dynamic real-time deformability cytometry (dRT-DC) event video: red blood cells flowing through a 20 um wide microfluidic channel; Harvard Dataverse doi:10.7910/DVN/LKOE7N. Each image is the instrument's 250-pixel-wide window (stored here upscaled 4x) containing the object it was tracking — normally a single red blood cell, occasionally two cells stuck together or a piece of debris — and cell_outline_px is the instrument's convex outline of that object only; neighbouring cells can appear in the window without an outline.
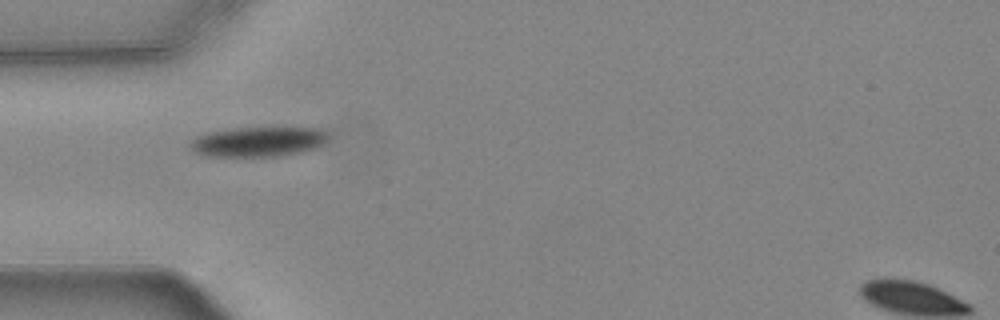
{"species": "common noctule bat (a hibernating species)", "species_latin": "Nyctalus noctula", "temperature_condition": "warm", "stored_images_in_passage": 5, "camera_frame_rate_fps": 3000, "um_per_image_px": 0.085, "animal": {"sex": "female", "body_mass_g": 24.6, "forearm_length_mm": 56.2}, "frame": {"image": 1, "passage_image": 1, "time_ms": 0.0, "image_size_px": [1000, 320], "cell_outline_px": [[328, 136], [324, 144], [316, 148], [304, 152], [280, 156], [204, 156], [196, 152], [188, 144], [196, 136], [208, 132], [232, 128], [320, 128]], "centroid_in_image_um": [21.94, 12.05], "position_along_channel_um": 63.1, "area_um2": 24.04}}
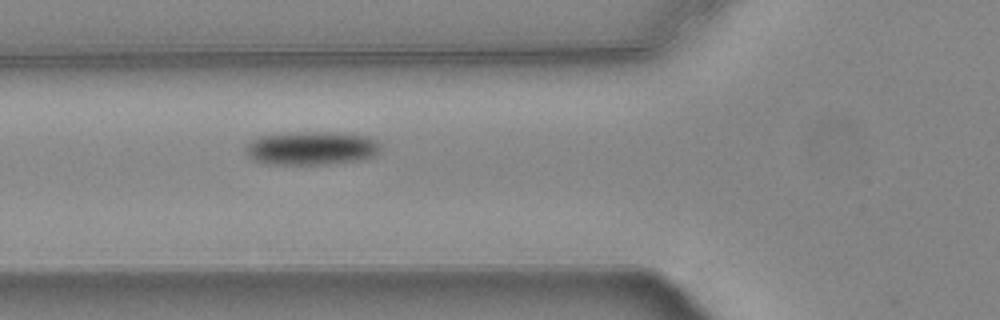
{"frame": {"image": 2, "passage_image": 4, "time_ms": 1.0, "image_size_px": [1000, 320], "cell_outline_px": [[380, 148], [372, 156], [356, 160], [328, 164], [268, 164], [252, 160], [244, 152], [244, 148], [252, 140], [260, 136], [288, 132], [332, 132], [368, 136], [376, 140], [380, 144]], "centroid_in_image_um": [26.41, 12.59], "position_along_channel_um": 99.4, "area_um2": 26.36}}